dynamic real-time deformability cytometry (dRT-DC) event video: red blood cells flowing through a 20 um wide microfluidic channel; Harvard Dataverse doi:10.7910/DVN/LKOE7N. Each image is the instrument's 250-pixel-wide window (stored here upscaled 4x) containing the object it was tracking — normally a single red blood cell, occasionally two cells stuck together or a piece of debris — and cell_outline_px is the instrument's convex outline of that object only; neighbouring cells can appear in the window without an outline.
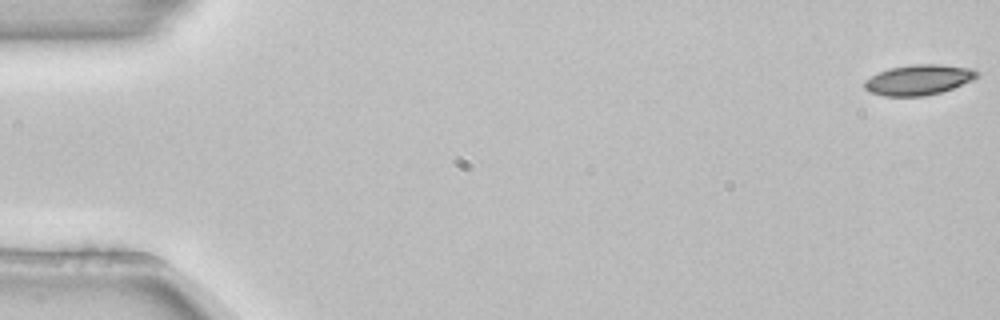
{"species": "common noctule bat (a hibernating species)", "species_latin": "Nyctalus noctula", "temperature_condition": "room temperature", "stored_images_in_passage": 4, "camera_frame_rate_fps": 3000, "um_per_image_px": 0.085, "animal": {"sex": "female", "body_mass_g": 22.7, "forearm_length_mm": 54.2}, "frame": {"image": 1, "passage_image": 1, "time_ms": 0.0, "image_size_px": [1000, 320], "cell_outline_px": [[980, 76], [972, 80], [952, 88], [940, 92], [924, 96], [884, 96], [868, 92], [864, 88], [864, 80], [888, 68], [912, 64], [940, 64], [972, 68], [980, 72]], "centroid_in_image_um": [78.09, 6.78], "position_along_channel_um": 6.9, "area_um2": 20.0}}
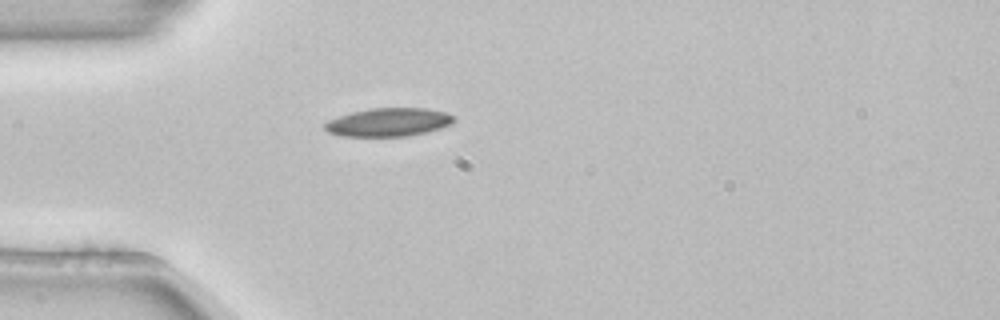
{"frame": {"image": 2, "passage_image": 4, "time_ms": 1.0, "image_size_px": [1000, 320], "cell_outline_px": [[456, 120], [452, 124], [428, 132], [408, 136], [340, 136], [328, 132], [324, 128], [324, 124], [328, 120], [352, 112], [372, 108], [428, 108], [444, 112], [456, 116]], "centroid_in_image_um": [33.06, 10.39], "position_along_channel_um": 51.9, "area_um2": 21.44}}